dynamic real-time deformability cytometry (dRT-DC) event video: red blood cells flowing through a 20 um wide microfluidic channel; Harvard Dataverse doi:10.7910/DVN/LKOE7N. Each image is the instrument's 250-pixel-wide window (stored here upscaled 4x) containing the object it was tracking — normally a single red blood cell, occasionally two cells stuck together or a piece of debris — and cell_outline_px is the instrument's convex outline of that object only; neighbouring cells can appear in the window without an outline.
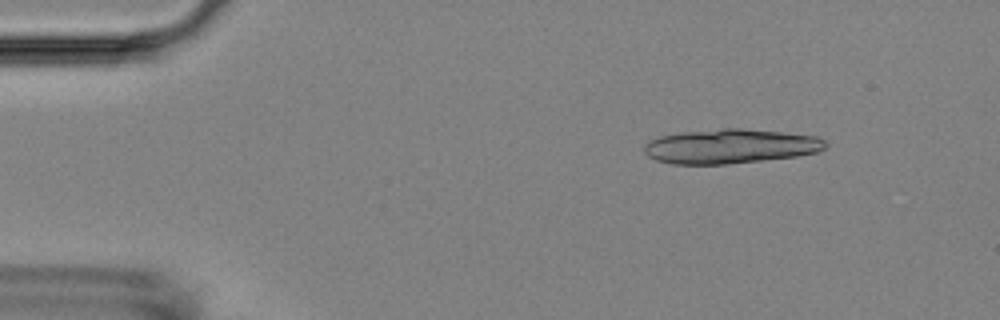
{"species": "Egyptian fruit bat (a non-hibernating species)", "species_latin": "Rousettus aegyptiacus", "temperature_condition": "room temperature", "stored_images_in_passage": 10, "camera_frame_rate_fps": 3000, "um_per_image_px": 0.085, "animal": {"sex": "female"}, "frame": {"image": 1, "passage_image": 1, "time_ms": 0.0, "image_size_px": [1000, 320], "cell_outline_px": [[828, 144], [820, 152], [796, 156], [728, 164], [672, 164], [656, 160], [648, 156], [644, 152], [644, 144], [660, 136], [680, 132], [724, 128], [740, 128], [780, 132], [816, 136], [824, 140]], "centroid_in_image_um": [62.07, 12.43], "position_along_channel_um": 22.9, "area_um2": 36.36}}